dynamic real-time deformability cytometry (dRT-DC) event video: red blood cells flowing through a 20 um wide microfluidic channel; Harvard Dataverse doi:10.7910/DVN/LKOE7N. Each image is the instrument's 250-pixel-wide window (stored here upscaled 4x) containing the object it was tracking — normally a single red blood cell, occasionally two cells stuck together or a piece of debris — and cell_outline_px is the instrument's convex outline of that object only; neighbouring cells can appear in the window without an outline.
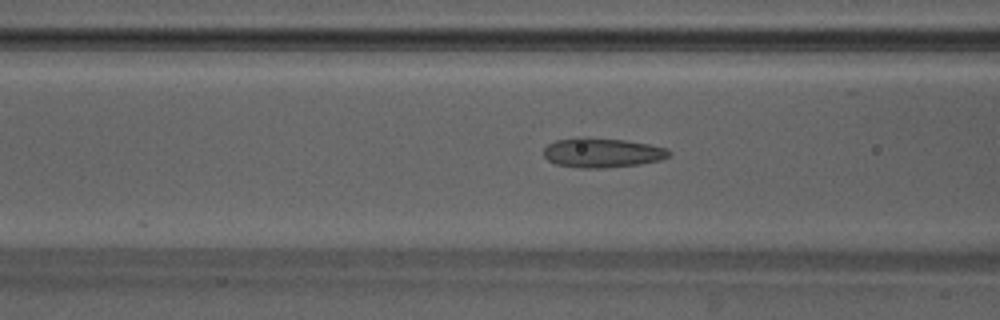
{"species": "Egyptian fruit bat (a non-hibernating species)", "species_latin": "Rousettus aegyptiacus", "temperature_condition": "warm", "stored_images_in_passage": 47, "camera_frame_rate_fps": 3000, "um_per_image_px": 0.085, "animal": {"sex": "male"}, "frame": {"image": 1, "passage_image": 18, "time_ms": 5.667, "image_size_px": [1000, 320], "cell_outline_px": [[672, 152], [668, 156], [660, 160], [640, 164], [604, 168], [580, 168], [556, 164], [548, 160], [544, 156], [544, 148], [548, 144], [556, 140], [580, 136], [584, 136], [624, 140], [648, 144], [668, 148]], "centroid_in_image_um": [51.17, 12.97], "position_along_channel_um": 115.4, "area_um2": 21.79}}
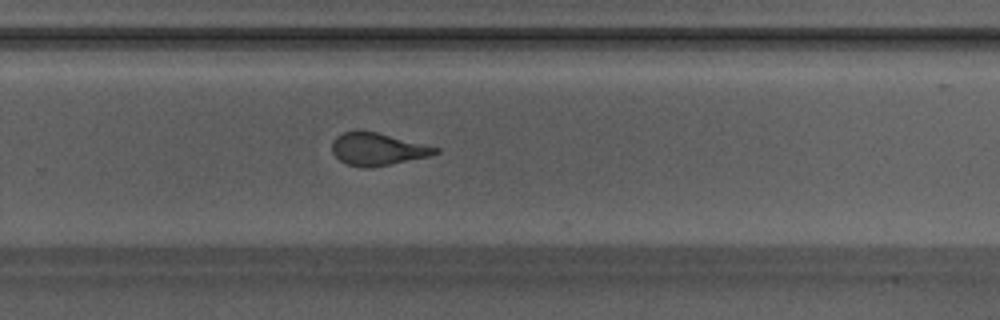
{"frame": {"image": 2, "passage_image": 31, "time_ms": 10.0, "image_size_px": [1000, 320], "cell_outline_px": [[440, 152], [432, 156], [368, 168], [364, 168], [348, 164], [340, 160], [332, 152], [332, 140], [336, 136], [344, 132], [356, 128], [376, 132], [440, 148]], "centroid_in_image_um": [32.07, 12.65], "position_along_channel_um": 297.7, "area_um2": 19.71}}
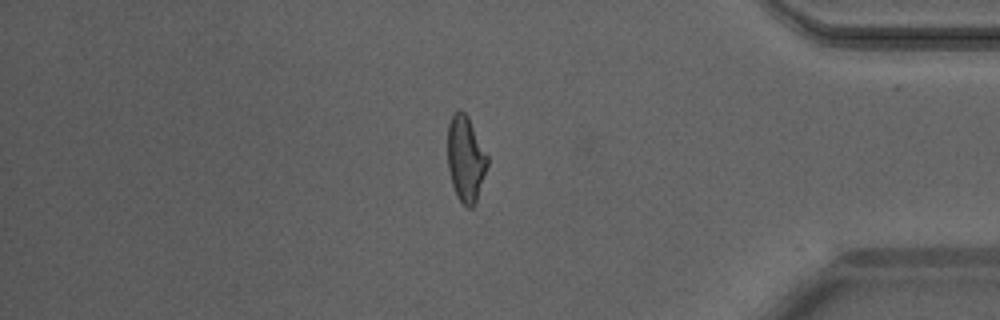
{"frame": {"image": 3, "passage_image": 40, "time_ms": 13.0, "image_size_px": [1000, 320], "cell_outline_px": [[488, 164], [476, 200], [472, 208], [468, 208], [456, 196], [452, 184], [448, 168], [448, 124], [452, 116], [460, 108], [468, 116], [488, 156]], "centroid_in_image_um": [39.58, 13.48], "position_along_channel_um": 395.6, "area_um2": 19.71}, "authors_computed_cell_mechanics": {"area_um2": 20.519, "velocity_mm_per_s": 4.2119, "shape_relaxation_time_tau1_ms": null, "shape_relaxation_time_tau2_ms": 0.8952, "deformation_change_tau1": null, "deformation_change_tau2": 0.0812}}